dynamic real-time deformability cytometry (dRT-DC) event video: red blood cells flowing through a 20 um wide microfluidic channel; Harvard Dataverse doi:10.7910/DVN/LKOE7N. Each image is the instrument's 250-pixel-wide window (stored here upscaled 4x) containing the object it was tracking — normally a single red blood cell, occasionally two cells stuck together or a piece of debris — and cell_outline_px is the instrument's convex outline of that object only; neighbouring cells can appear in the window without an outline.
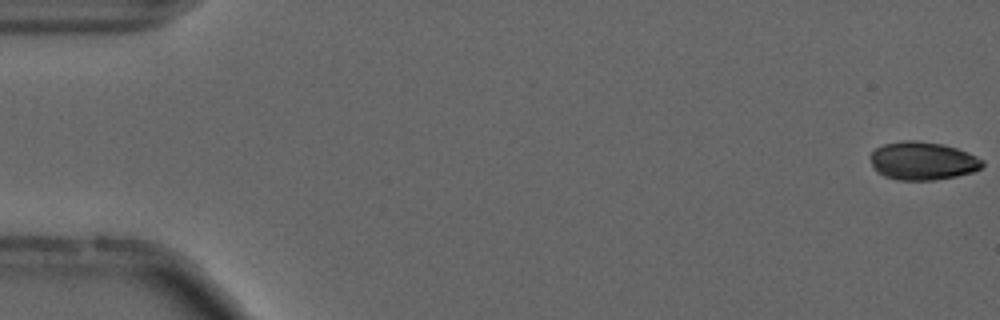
{"species": "common noctule bat (a hibernating species)", "species_latin": "Nyctalus noctula", "temperature_condition": "cold", "stored_images_in_passage": 17, "camera_frame_rate_fps": 3000, "um_per_image_px": 0.085, "animal": {"sex": "male", "forearm_length_mm": 52.5}, "frame": {"image": 1, "passage_image": 1, "time_ms": 0.0, "image_size_px": [1000, 320], "cell_outline_px": [[984, 164], [980, 168], [972, 172], [956, 176], [932, 180], [896, 180], [884, 176], [876, 172], [868, 156], [876, 148], [884, 144], [904, 140], [916, 140], [940, 144], [956, 148], [968, 152], [984, 160]], "centroid_in_image_um": [78.4, 13.68], "position_along_channel_um": 6.6, "area_um2": 24.97}}
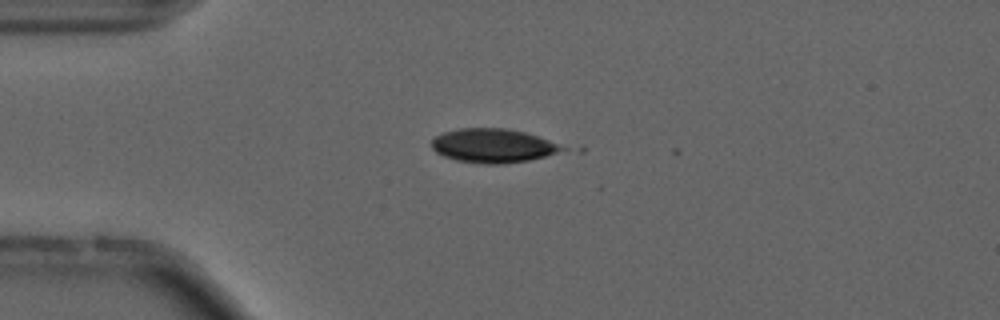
{"frame": {"image": 2, "passage_image": 14, "time_ms": 4.333, "image_size_px": [1000, 320], "cell_outline_px": [[568, 148], [544, 156], [528, 160], [500, 164], [480, 164], [456, 160], [444, 156], [436, 152], [432, 148], [432, 140], [436, 136], [444, 132], [460, 128], [508, 128], [524, 132], [548, 140]], "centroid_in_image_um": [41.86, 12.38], "position_along_channel_um": 43.1, "area_um2": 25.55}}